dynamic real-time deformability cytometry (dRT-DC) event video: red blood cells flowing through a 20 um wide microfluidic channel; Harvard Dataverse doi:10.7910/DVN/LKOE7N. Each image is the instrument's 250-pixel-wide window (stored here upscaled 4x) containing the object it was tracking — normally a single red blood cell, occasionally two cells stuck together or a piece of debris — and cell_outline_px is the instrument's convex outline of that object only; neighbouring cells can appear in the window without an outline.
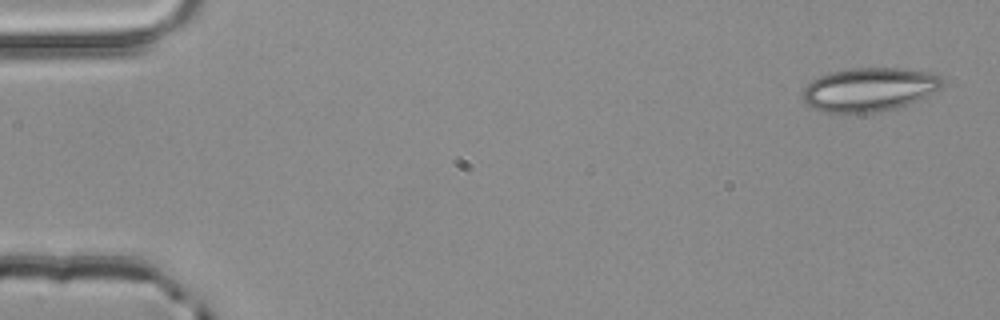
{"species": "common noctule bat (a hibernating species)", "species_latin": "Nyctalus noctula", "temperature_condition": "room temperature", "stored_images_in_passage": 4, "camera_frame_rate_fps": 3000, "um_per_image_px": 0.085, "animal": {"sex": "male", "body_mass_g": 20.4}, "frame": {"image": 1, "passage_image": 1, "time_ms": 0.0, "image_size_px": [1000, 320], "cell_outline_px": [[944, 84], [940, 88], [908, 104], [896, 108], [880, 112], [824, 112], [812, 108], [804, 104], [800, 96], [804, 88], [812, 80], [828, 72], [852, 68], [904, 68], [936, 72], [944, 80]], "centroid_in_image_um": [73.87, 7.59], "position_along_channel_um": 11.1, "area_um2": 35.89}}